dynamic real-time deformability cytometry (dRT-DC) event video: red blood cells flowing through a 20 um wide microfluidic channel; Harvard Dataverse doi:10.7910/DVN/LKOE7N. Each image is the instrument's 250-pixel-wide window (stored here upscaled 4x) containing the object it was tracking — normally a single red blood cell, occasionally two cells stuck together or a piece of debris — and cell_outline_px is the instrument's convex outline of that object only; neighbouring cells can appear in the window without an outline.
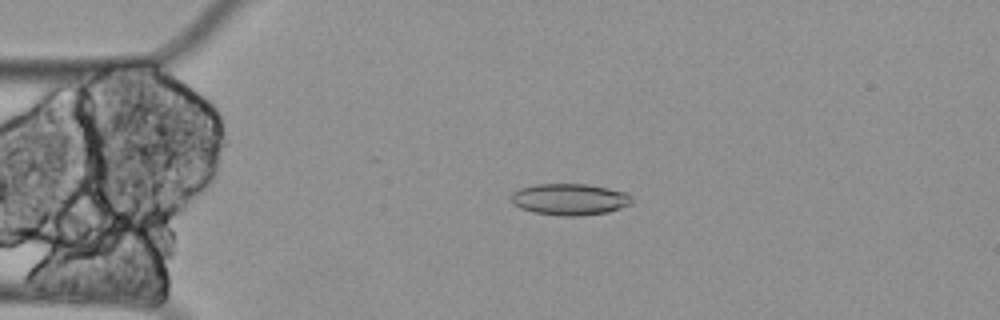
{"species": "Egyptian fruit bat (a non-hibernating species)", "species_latin": "Rousettus aegyptiacus", "temperature_condition": "cold", "stored_images_in_passage": 59, "camera_frame_rate_fps": 3000, "um_per_image_px": 0.085, "animal": {"sex": "female"}, "frame": {"image": 1, "passage_image": 13, "time_ms": 4.0, "image_size_px": [1000, 320], "cell_outline_px": [[632, 204], [608, 212], [580, 216], [564, 216], [532, 212], [520, 208], [512, 204], [512, 192], [520, 188], [536, 184], [588, 184], [608, 188], [624, 192], [632, 196]], "centroid_in_image_um": [48.42, 16.94], "position_along_channel_um": 36.6, "area_um2": 22.25}}
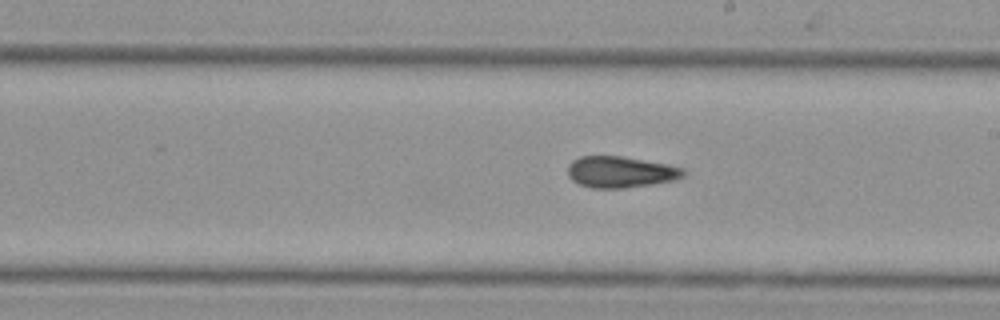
{"frame": {"image": 2, "passage_image": 33, "time_ms": 10.667, "image_size_px": [1000, 320], "cell_outline_px": [[688, 172], [684, 176], [676, 180], [652, 184], [624, 188], [592, 188], [580, 184], [572, 180], [568, 176], [568, 164], [572, 160], [580, 156], [624, 156], [668, 164], [684, 168]], "centroid_in_image_um": [52.78, 14.61], "position_along_channel_um": 236.2, "area_um2": 21.39}}
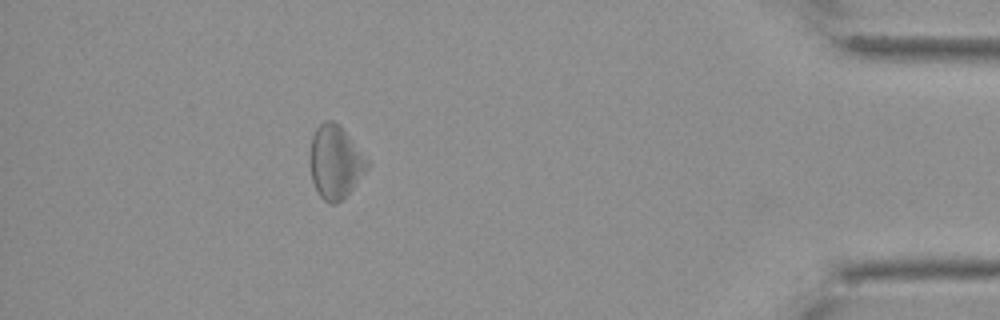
{"frame": {"image": 3, "passage_image": 53, "time_ms": 17.333, "image_size_px": [1000, 320], "cell_outline_px": [[372, 164], [356, 184], [336, 204], [328, 204], [320, 196], [312, 180], [308, 160], [308, 156], [312, 136], [316, 128], [324, 120], [332, 120], [340, 124]], "centroid_in_image_um": [28.49, 13.74], "position_along_channel_um": 406.7, "area_um2": 24.8}}